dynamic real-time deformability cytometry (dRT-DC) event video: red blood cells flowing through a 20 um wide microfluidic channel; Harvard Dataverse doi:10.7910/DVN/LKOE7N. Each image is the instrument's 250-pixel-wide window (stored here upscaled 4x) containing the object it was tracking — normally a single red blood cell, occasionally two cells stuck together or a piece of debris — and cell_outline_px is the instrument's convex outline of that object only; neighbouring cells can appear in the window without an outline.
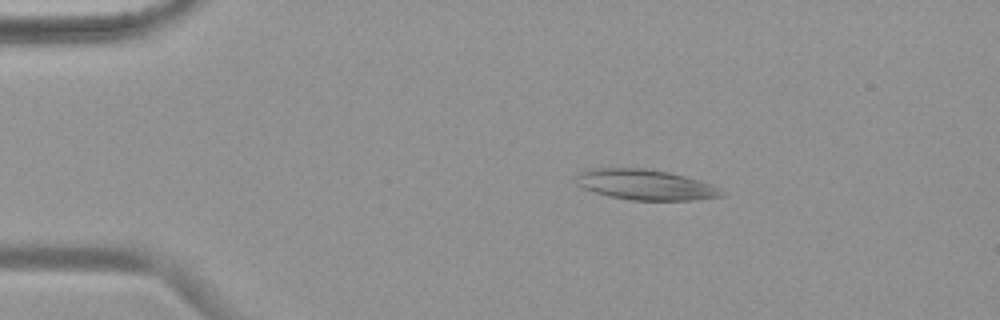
{"species": "common noctule bat (a hibernating species)", "species_latin": "Nyctalus noctula", "temperature_condition": "warm", "stored_images_in_passage": 54, "camera_frame_rate_fps": 3000, "um_per_image_px": 0.085, "animal": {"sex": "female", "body_mass_g": 19.9}, "frame": {"image": 1, "passage_image": 10, "time_ms": 3.0, "image_size_px": [1000, 320], "cell_outline_px": [[724, 196], [692, 200], [632, 200], [608, 196], [584, 188], [576, 184], [576, 176], [580, 172], [588, 168], [644, 168], [668, 172], [684, 176], [712, 184], [720, 188], [724, 192]], "centroid_in_image_um": [54.86, 15.7], "position_along_channel_um": 30.1, "area_um2": 25.78}}
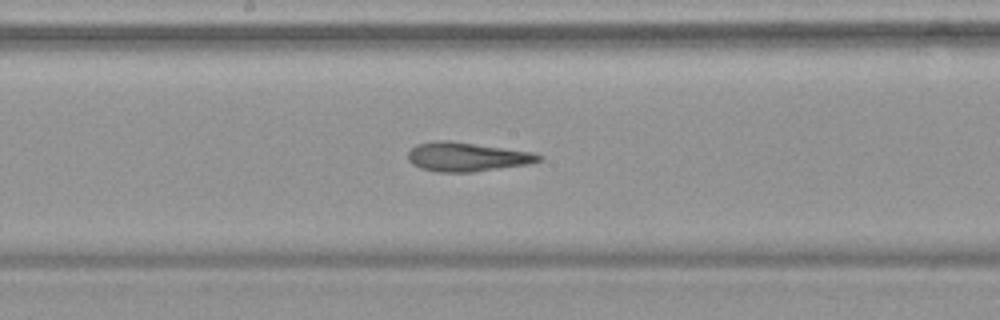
{"frame": {"image": 2, "passage_image": 29, "time_ms": 9.333, "image_size_px": [1000, 320], "cell_outline_px": [[544, 160], [528, 164], [472, 172], [440, 172], [420, 168], [412, 164], [408, 160], [408, 152], [416, 144], [436, 140], [452, 140], [536, 152], [544, 156]], "centroid_in_image_um": [39.73, 13.31], "position_along_channel_um": 208.5, "area_um2": 22.54}}
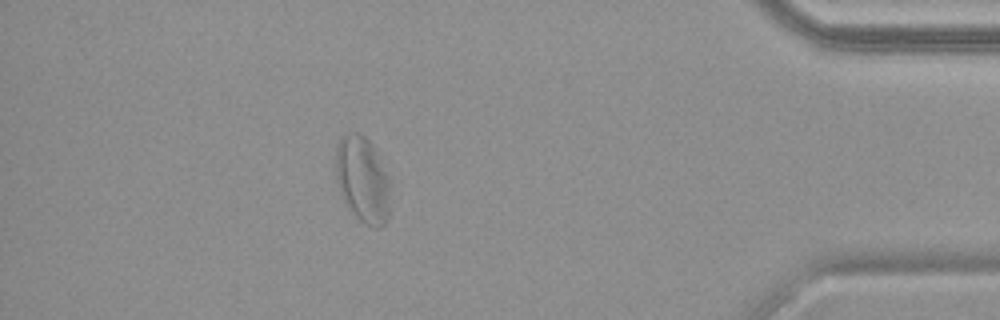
{"frame": {"image": 3, "passage_image": 48, "time_ms": 15.667, "image_size_px": [1000, 320], "cell_outline_px": [[400, 180], [388, 220], [384, 224], [364, 224], [344, 204], [336, 180], [336, 144], [340, 136], [344, 132], [356, 132], [364, 136], [376, 148]], "centroid_in_image_um": [31.01, 15.22], "position_along_channel_um": 404.2, "area_um2": 30.29}, "authors_computed_cell_mechanics": {"area_um2": 24.1315, "velocity_mm_per_s": 3.7437, "shape_relaxation_time_tau1_ms": 8.8061, "shape_relaxation_time_tau2_ms": 3.3375, "deformation_change_tau1": 0.1847, "deformation_change_tau2": 0.1567}}